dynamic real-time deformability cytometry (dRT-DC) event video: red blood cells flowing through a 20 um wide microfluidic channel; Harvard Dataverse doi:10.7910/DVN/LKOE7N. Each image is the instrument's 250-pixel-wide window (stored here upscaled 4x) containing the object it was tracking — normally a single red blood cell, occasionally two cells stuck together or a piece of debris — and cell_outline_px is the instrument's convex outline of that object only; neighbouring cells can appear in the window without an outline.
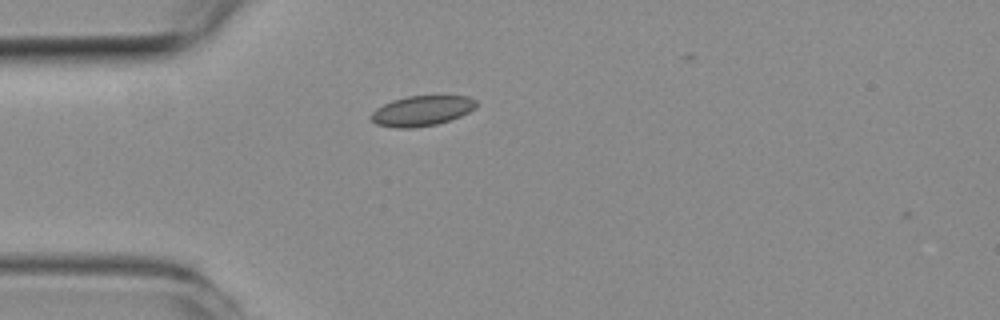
{"species": "common noctule bat (a hibernating species)", "species_latin": "Nyctalus noctula", "temperature_condition": "room temperature", "stored_images_in_passage": 39, "camera_frame_rate_fps": 3000, "um_per_image_px": 0.085, "animal": {"sex": "female", "body_mass_g": 19.3, "forearm_length_mm": 54.1}, "frame": {"image": 1, "passage_image": 1, "time_ms": 0.0, "image_size_px": [1000, 320], "cell_outline_px": [[476, 108], [460, 116], [436, 124], [412, 128], [396, 128], [376, 124], [368, 116], [376, 108], [392, 100], [408, 96], [468, 96], [476, 100]], "centroid_in_image_um": [35.83, 9.42], "position_along_channel_um": 49.2, "area_um2": 18.44}}
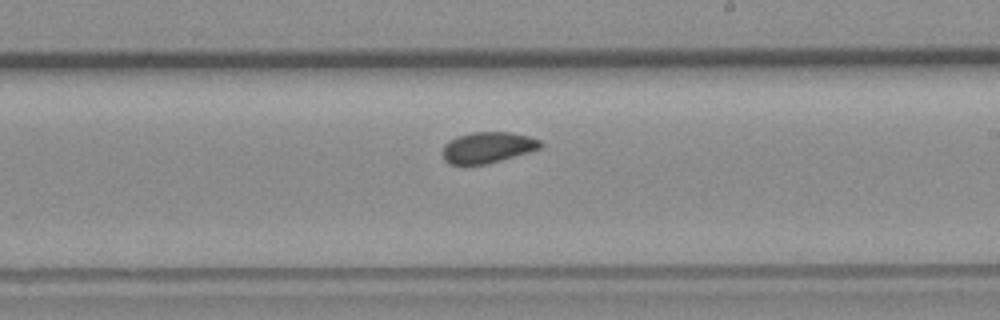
{"frame": {"image": 2, "passage_image": 17, "time_ms": 5.333, "image_size_px": [1000, 320], "cell_outline_px": [[544, 144], [540, 148], [528, 152], [500, 160], [484, 164], [448, 164], [444, 160], [444, 144], [448, 140], [456, 136], [472, 132], [512, 132], [528, 136], [540, 140]], "centroid_in_image_um": [41.44, 12.52], "position_along_channel_um": 247.6, "area_um2": 17.57}}
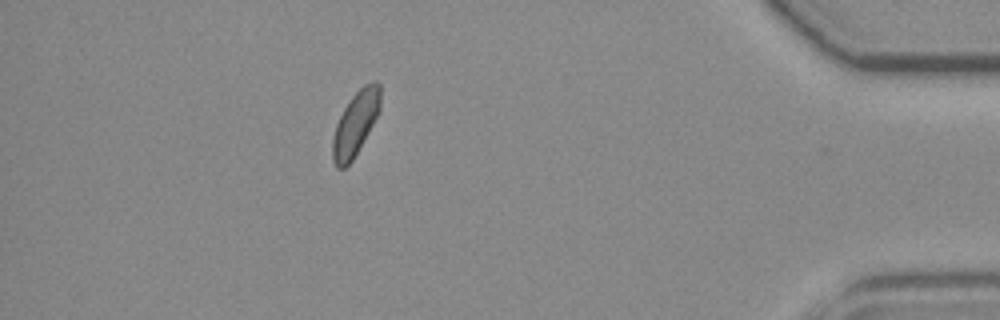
{"frame": {"image": 3, "passage_image": 33, "time_ms": 10.667, "image_size_px": [1000, 320], "cell_outline_px": [[380, 108], [372, 124], [352, 160], [344, 168], [336, 168], [332, 160], [332, 140], [336, 124], [344, 108], [352, 96], [364, 84], [372, 80], [376, 80], [380, 84]], "centroid_in_image_um": [30.2, 10.47], "position_along_channel_um": 405.0, "area_um2": 17.51}, "authors_computed_cell_mechanics": {"area_um2": 17.8024, "velocity_mm_per_s": 3.9429, "shape_relaxation_time_tau1_ms": 2.5505, "shape_relaxation_time_tau2_ms": 3.032, "deformation_change_tau1": 0.0481, "deformation_change_tau2": 0.0563}}